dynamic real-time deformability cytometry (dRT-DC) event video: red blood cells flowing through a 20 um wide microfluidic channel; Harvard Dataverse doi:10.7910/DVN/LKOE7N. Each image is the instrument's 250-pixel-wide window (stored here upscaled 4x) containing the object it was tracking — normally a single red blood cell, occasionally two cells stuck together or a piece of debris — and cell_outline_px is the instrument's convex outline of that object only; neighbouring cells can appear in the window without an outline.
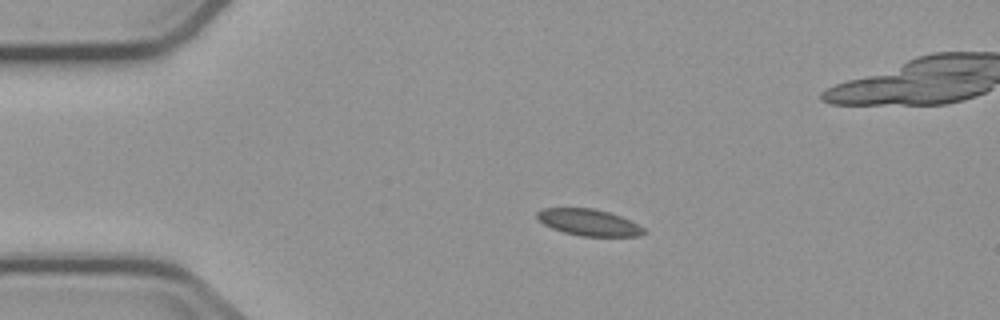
{"species": "common noctule bat (a hibernating species)", "species_latin": "Nyctalus noctula", "temperature_condition": "cold", "stored_images_in_passage": 4, "camera_frame_rate_fps": 3000, "um_per_image_px": 0.085, "animal": {"sex": "male", "body_mass_g": 23.1, "forearm_length_mm": 52.7}, "frame": {"image": 1, "passage_image": 3, "time_ms": 2.333, "image_size_px": [1000, 320], "cell_outline_px": [[648, 232], [640, 236], [580, 236], [564, 232], [552, 228], [544, 224], [536, 216], [536, 212], [544, 208], [592, 208], [608, 212], [632, 220], [644, 228]], "centroid_in_image_um": [50.09, 18.91], "position_along_channel_um": 34.9, "area_um2": 16.53}}